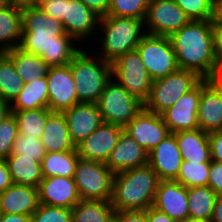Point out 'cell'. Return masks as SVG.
<instances>
[{"label": "cell", "instance_id": "obj_1", "mask_svg": "<svg viewBox=\"0 0 222 222\" xmlns=\"http://www.w3.org/2000/svg\"><path fill=\"white\" fill-rule=\"evenodd\" d=\"M179 69L217 79L212 20H191L170 37Z\"/></svg>", "mask_w": 222, "mask_h": 222}, {"label": "cell", "instance_id": "obj_2", "mask_svg": "<svg viewBox=\"0 0 222 222\" xmlns=\"http://www.w3.org/2000/svg\"><path fill=\"white\" fill-rule=\"evenodd\" d=\"M160 179L152 167L115 173L111 204L115 211H146L153 206Z\"/></svg>", "mask_w": 222, "mask_h": 222}, {"label": "cell", "instance_id": "obj_3", "mask_svg": "<svg viewBox=\"0 0 222 222\" xmlns=\"http://www.w3.org/2000/svg\"><path fill=\"white\" fill-rule=\"evenodd\" d=\"M101 26V27H100ZM100 42L98 53L103 60L113 62L119 56L136 50L146 34L144 20L104 15L99 19Z\"/></svg>", "mask_w": 222, "mask_h": 222}, {"label": "cell", "instance_id": "obj_4", "mask_svg": "<svg viewBox=\"0 0 222 222\" xmlns=\"http://www.w3.org/2000/svg\"><path fill=\"white\" fill-rule=\"evenodd\" d=\"M69 66L74 77L78 102L96 104L106 84L112 79V63L89 53L84 47L72 58Z\"/></svg>", "mask_w": 222, "mask_h": 222}, {"label": "cell", "instance_id": "obj_5", "mask_svg": "<svg viewBox=\"0 0 222 222\" xmlns=\"http://www.w3.org/2000/svg\"><path fill=\"white\" fill-rule=\"evenodd\" d=\"M201 80L202 78L196 72L184 69H178L165 77L152 80L150 95L144 102V109L161 114Z\"/></svg>", "mask_w": 222, "mask_h": 222}, {"label": "cell", "instance_id": "obj_6", "mask_svg": "<svg viewBox=\"0 0 222 222\" xmlns=\"http://www.w3.org/2000/svg\"><path fill=\"white\" fill-rule=\"evenodd\" d=\"M97 106L103 123L124 128L142 109L144 103L131 95L113 78L106 84Z\"/></svg>", "mask_w": 222, "mask_h": 222}, {"label": "cell", "instance_id": "obj_7", "mask_svg": "<svg viewBox=\"0 0 222 222\" xmlns=\"http://www.w3.org/2000/svg\"><path fill=\"white\" fill-rule=\"evenodd\" d=\"M114 175L105 163L79 158L74 181L80 199L111 201Z\"/></svg>", "mask_w": 222, "mask_h": 222}, {"label": "cell", "instance_id": "obj_8", "mask_svg": "<svg viewBox=\"0 0 222 222\" xmlns=\"http://www.w3.org/2000/svg\"><path fill=\"white\" fill-rule=\"evenodd\" d=\"M136 50L152 80L165 77L179 69L169 37L146 33Z\"/></svg>", "mask_w": 222, "mask_h": 222}, {"label": "cell", "instance_id": "obj_9", "mask_svg": "<svg viewBox=\"0 0 222 222\" xmlns=\"http://www.w3.org/2000/svg\"><path fill=\"white\" fill-rule=\"evenodd\" d=\"M75 42V43H74ZM68 34L50 37H21L19 48L28 54H35L49 66L69 64L83 48Z\"/></svg>", "mask_w": 222, "mask_h": 222}, {"label": "cell", "instance_id": "obj_10", "mask_svg": "<svg viewBox=\"0 0 222 222\" xmlns=\"http://www.w3.org/2000/svg\"><path fill=\"white\" fill-rule=\"evenodd\" d=\"M112 78L141 102L148 99L152 79L137 50L127 52L112 62Z\"/></svg>", "mask_w": 222, "mask_h": 222}, {"label": "cell", "instance_id": "obj_11", "mask_svg": "<svg viewBox=\"0 0 222 222\" xmlns=\"http://www.w3.org/2000/svg\"><path fill=\"white\" fill-rule=\"evenodd\" d=\"M190 21L187 14L173 0L157 1L149 3L144 29L147 34L170 37Z\"/></svg>", "mask_w": 222, "mask_h": 222}, {"label": "cell", "instance_id": "obj_12", "mask_svg": "<svg viewBox=\"0 0 222 222\" xmlns=\"http://www.w3.org/2000/svg\"><path fill=\"white\" fill-rule=\"evenodd\" d=\"M100 16L88 8L81 0H64L62 23L68 35L73 37L80 46L82 41H89L92 36L98 42V25ZM95 32V35L93 34ZM98 39V40H97ZM80 42V43H79Z\"/></svg>", "mask_w": 222, "mask_h": 222}, {"label": "cell", "instance_id": "obj_13", "mask_svg": "<svg viewBox=\"0 0 222 222\" xmlns=\"http://www.w3.org/2000/svg\"><path fill=\"white\" fill-rule=\"evenodd\" d=\"M49 102L51 112L68 110L79 104L74 77L69 64L49 67L47 76Z\"/></svg>", "mask_w": 222, "mask_h": 222}, {"label": "cell", "instance_id": "obj_14", "mask_svg": "<svg viewBox=\"0 0 222 222\" xmlns=\"http://www.w3.org/2000/svg\"><path fill=\"white\" fill-rule=\"evenodd\" d=\"M130 137L148 153L154 149L170 131L164 123L161 114L142 109L125 127Z\"/></svg>", "mask_w": 222, "mask_h": 222}, {"label": "cell", "instance_id": "obj_15", "mask_svg": "<svg viewBox=\"0 0 222 222\" xmlns=\"http://www.w3.org/2000/svg\"><path fill=\"white\" fill-rule=\"evenodd\" d=\"M198 128L210 133L222 127V83L218 79H202Z\"/></svg>", "mask_w": 222, "mask_h": 222}, {"label": "cell", "instance_id": "obj_16", "mask_svg": "<svg viewBox=\"0 0 222 222\" xmlns=\"http://www.w3.org/2000/svg\"><path fill=\"white\" fill-rule=\"evenodd\" d=\"M201 95V81L171 107L161 113L170 133L198 128L197 111Z\"/></svg>", "mask_w": 222, "mask_h": 222}, {"label": "cell", "instance_id": "obj_17", "mask_svg": "<svg viewBox=\"0 0 222 222\" xmlns=\"http://www.w3.org/2000/svg\"><path fill=\"white\" fill-rule=\"evenodd\" d=\"M124 128L103 123L77 145L79 158L106 163Z\"/></svg>", "mask_w": 222, "mask_h": 222}, {"label": "cell", "instance_id": "obj_18", "mask_svg": "<svg viewBox=\"0 0 222 222\" xmlns=\"http://www.w3.org/2000/svg\"><path fill=\"white\" fill-rule=\"evenodd\" d=\"M153 207L178 222L189 217L187 188L175 180H160Z\"/></svg>", "mask_w": 222, "mask_h": 222}, {"label": "cell", "instance_id": "obj_19", "mask_svg": "<svg viewBox=\"0 0 222 222\" xmlns=\"http://www.w3.org/2000/svg\"><path fill=\"white\" fill-rule=\"evenodd\" d=\"M37 189L41 204L72 209L81 200L74 178H43Z\"/></svg>", "mask_w": 222, "mask_h": 222}, {"label": "cell", "instance_id": "obj_20", "mask_svg": "<svg viewBox=\"0 0 222 222\" xmlns=\"http://www.w3.org/2000/svg\"><path fill=\"white\" fill-rule=\"evenodd\" d=\"M182 162L175 133L168 134L148 153V164L157 173L160 180H175Z\"/></svg>", "mask_w": 222, "mask_h": 222}, {"label": "cell", "instance_id": "obj_21", "mask_svg": "<svg viewBox=\"0 0 222 222\" xmlns=\"http://www.w3.org/2000/svg\"><path fill=\"white\" fill-rule=\"evenodd\" d=\"M147 164L148 152L124 131L105 163L114 174Z\"/></svg>", "mask_w": 222, "mask_h": 222}, {"label": "cell", "instance_id": "obj_22", "mask_svg": "<svg viewBox=\"0 0 222 222\" xmlns=\"http://www.w3.org/2000/svg\"><path fill=\"white\" fill-rule=\"evenodd\" d=\"M69 135L76 145L94 132L103 120L95 103H79L64 111Z\"/></svg>", "mask_w": 222, "mask_h": 222}, {"label": "cell", "instance_id": "obj_23", "mask_svg": "<svg viewBox=\"0 0 222 222\" xmlns=\"http://www.w3.org/2000/svg\"><path fill=\"white\" fill-rule=\"evenodd\" d=\"M38 189L30 185L13 184L0 193L2 214L31 216L38 208Z\"/></svg>", "mask_w": 222, "mask_h": 222}, {"label": "cell", "instance_id": "obj_24", "mask_svg": "<svg viewBox=\"0 0 222 222\" xmlns=\"http://www.w3.org/2000/svg\"><path fill=\"white\" fill-rule=\"evenodd\" d=\"M21 37H50L67 34L63 23L46 14L41 8L22 6Z\"/></svg>", "mask_w": 222, "mask_h": 222}, {"label": "cell", "instance_id": "obj_25", "mask_svg": "<svg viewBox=\"0 0 222 222\" xmlns=\"http://www.w3.org/2000/svg\"><path fill=\"white\" fill-rule=\"evenodd\" d=\"M40 140L47 153L77 151V145L69 135L65 115L60 112H52L47 117Z\"/></svg>", "mask_w": 222, "mask_h": 222}, {"label": "cell", "instance_id": "obj_26", "mask_svg": "<svg viewBox=\"0 0 222 222\" xmlns=\"http://www.w3.org/2000/svg\"><path fill=\"white\" fill-rule=\"evenodd\" d=\"M183 161L211 162L209 133L197 128L175 133Z\"/></svg>", "mask_w": 222, "mask_h": 222}, {"label": "cell", "instance_id": "obj_27", "mask_svg": "<svg viewBox=\"0 0 222 222\" xmlns=\"http://www.w3.org/2000/svg\"><path fill=\"white\" fill-rule=\"evenodd\" d=\"M22 6L10 4L0 8V50L19 48L22 34Z\"/></svg>", "mask_w": 222, "mask_h": 222}, {"label": "cell", "instance_id": "obj_28", "mask_svg": "<svg viewBox=\"0 0 222 222\" xmlns=\"http://www.w3.org/2000/svg\"><path fill=\"white\" fill-rule=\"evenodd\" d=\"M49 94L46 77L26 82L16 99L10 104L11 111L48 108Z\"/></svg>", "mask_w": 222, "mask_h": 222}, {"label": "cell", "instance_id": "obj_29", "mask_svg": "<svg viewBox=\"0 0 222 222\" xmlns=\"http://www.w3.org/2000/svg\"><path fill=\"white\" fill-rule=\"evenodd\" d=\"M13 183L38 187L43 180L41 163L24 155L11 154L5 159Z\"/></svg>", "mask_w": 222, "mask_h": 222}, {"label": "cell", "instance_id": "obj_30", "mask_svg": "<svg viewBox=\"0 0 222 222\" xmlns=\"http://www.w3.org/2000/svg\"><path fill=\"white\" fill-rule=\"evenodd\" d=\"M7 56L13 61L15 70L24 83L47 76L49 66L38 55L15 48L7 51Z\"/></svg>", "mask_w": 222, "mask_h": 222}, {"label": "cell", "instance_id": "obj_31", "mask_svg": "<svg viewBox=\"0 0 222 222\" xmlns=\"http://www.w3.org/2000/svg\"><path fill=\"white\" fill-rule=\"evenodd\" d=\"M114 214L111 201L81 199L71 209L72 222H113Z\"/></svg>", "mask_w": 222, "mask_h": 222}, {"label": "cell", "instance_id": "obj_32", "mask_svg": "<svg viewBox=\"0 0 222 222\" xmlns=\"http://www.w3.org/2000/svg\"><path fill=\"white\" fill-rule=\"evenodd\" d=\"M78 159L77 151L46 153L41 163L43 178L52 176L74 178Z\"/></svg>", "mask_w": 222, "mask_h": 222}, {"label": "cell", "instance_id": "obj_33", "mask_svg": "<svg viewBox=\"0 0 222 222\" xmlns=\"http://www.w3.org/2000/svg\"><path fill=\"white\" fill-rule=\"evenodd\" d=\"M189 217L211 220L217 194L209 186L187 188Z\"/></svg>", "mask_w": 222, "mask_h": 222}, {"label": "cell", "instance_id": "obj_34", "mask_svg": "<svg viewBox=\"0 0 222 222\" xmlns=\"http://www.w3.org/2000/svg\"><path fill=\"white\" fill-rule=\"evenodd\" d=\"M16 119L18 134L40 139L47 117L52 113L48 108L25 111H11Z\"/></svg>", "mask_w": 222, "mask_h": 222}, {"label": "cell", "instance_id": "obj_35", "mask_svg": "<svg viewBox=\"0 0 222 222\" xmlns=\"http://www.w3.org/2000/svg\"><path fill=\"white\" fill-rule=\"evenodd\" d=\"M23 85L24 82L17 74L13 61L6 55L0 61V98L11 104Z\"/></svg>", "mask_w": 222, "mask_h": 222}, {"label": "cell", "instance_id": "obj_36", "mask_svg": "<svg viewBox=\"0 0 222 222\" xmlns=\"http://www.w3.org/2000/svg\"><path fill=\"white\" fill-rule=\"evenodd\" d=\"M210 162L183 161L175 181L186 188L208 186Z\"/></svg>", "mask_w": 222, "mask_h": 222}, {"label": "cell", "instance_id": "obj_37", "mask_svg": "<svg viewBox=\"0 0 222 222\" xmlns=\"http://www.w3.org/2000/svg\"><path fill=\"white\" fill-rule=\"evenodd\" d=\"M148 0H111L107 15L145 20Z\"/></svg>", "mask_w": 222, "mask_h": 222}, {"label": "cell", "instance_id": "obj_38", "mask_svg": "<svg viewBox=\"0 0 222 222\" xmlns=\"http://www.w3.org/2000/svg\"><path fill=\"white\" fill-rule=\"evenodd\" d=\"M46 150L41 140L36 137L22 136L18 134L14 142L12 154L24 155L33 158L34 161L42 163Z\"/></svg>", "mask_w": 222, "mask_h": 222}, {"label": "cell", "instance_id": "obj_39", "mask_svg": "<svg viewBox=\"0 0 222 222\" xmlns=\"http://www.w3.org/2000/svg\"><path fill=\"white\" fill-rule=\"evenodd\" d=\"M191 20H212L214 0H173Z\"/></svg>", "mask_w": 222, "mask_h": 222}, {"label": "cell", "instance_id": "obj_40", "mask_svg": "<svg viewBox=\"0 0 222 222\" xmlns=\"http://www.w3.org/2000/svg\"><path fill=\"white\" fill-rule=\"evenodd\" d=\"M17 136L18 127L16 119L11 113L0 123V159H6L12 154Z\"/></svg>", "mask_w": 222, "mask_h": 222}, {"label": "cell", "instance_id": "obj_41", "mask_svg": "<svg viewBox=\"0 0 222 222\" xmlns=\"http://www.w3.org/2000/svg\"><path fill=\"white\" fill-rule=\"evenodd\" d=\"M30 222H72L71 209L39 203Z\"/></svg>", "mask_w": 222, "mask_h": 222}, {"label": "cell", "instance_id": "obj_42", "mask_svg": "<svg viewBox=\"0 0 222 222\" xmlns=\"http://www.w3.org/2000/svg\"><path fill=\"white\" fill-rule=\"evenodd\" d=\"M214 55L217 68V77L222 71V24H212Z\"/></svg>", "mask_w": 222, "mask_h": 222}, {"label": "cell", "instance_id": "obj_43", "mask_svg": "<svg viewBox=\"0 0 222 222\" xmlns=\"http://www.w3.org/2000/svg\"><path fill=\"white\" fill-rule=\"evenodd\" d=\"M208 186L217 195H222V163L211 161L209 169Z\"/></svg>", "mask_w": 222, "mask_h": 222}, {"label": "cell", "instance_id": "obj_44", "mask_svg": "<svg viewBox=\"0 0 222 222\" xmlns=\"http://www.w3.org/2000/svg\"><path fill=\"white\" fill-rule=\"evenodd\" d=\"M212 161L222 163V131L217 130L209 133Z\"/></svg>", "mask_w": 222, "mask_h": 222}, {"label": "cell", "instance_id": "obj_45", "mask_svg": "<svg viewBox=\"0 0 222 222\" xmlns=\"http://www.w3.org/2000/svg\"><path fill=\"white\" fill-rule=\"evenodd\" d=\"M113 222H147L146 211H115Z\"/></svg>", "mask_w": 222, "mask_h": 222}, {"label": "cell", "instance_id": "obj_46", "mask_svg": "<svg viewBox=\"0 0 222 222\" xmlns=\"http://www.w3.org/2000/svg\"><path fill=\"white\" fill-rule=\"evenodd\" d=\"M46 14L62 22L64 0H51L40 7Z\"/></svg>", "mask_w": 222, "mask_h": 222}, {"label": "cell", "instance_id": "obj_47", "mask_svg": "<svg viewBox=\"0 0 222 222\" xmlns=\"http://www.w3.org/2000/svg\"><path fill=\"white\" fill-rule=\"evenodd\" d=\"M88 8L100 17L107 15L111 0H81Z\"/></svg>", "mask_w": 222, "mask_h": 222}, {"label": "cell", "instance_id": "obj_48", "mask_svg": "<svg viewBox=\"0 0 222 222\" xmlns=\"http://www.w3.org/2000/svg\"><path fill=\"white\" fill-rule=\"evenodd\" d=\"M13 180L5 159H0V193L12 186Z\"/></svg>", "mask_w": 222, "mask_h": 222}, {"label": "cell", "instance_id": "obj_49", "mask_svg": "<svg viewBox=\"0 0 222 222\" xmlns=\"http://www.w3.org/2000/svg\"><path fill=\"white\" fill-rule=\"evenodd\" d=\"M146 219L147 222H178L153 206L146 210Z\"/></svg>", "mask_w": 222, "mask_h": 222}, {"label": "cell", "instance_id": "obj_50", "mask_svg": "<svg viewBox=\"0 0 222 222\" xmlns=\"http://www.w3.org/2000/svg\"><path fill=\"white\" fill-rule=\"evenodd\" d=\"M211 222H222V195H217Z\"/></svg>", "mask_w": 222, "mask_h": 222}, {"label": "cell", "instance_id": "obj_51", "mask_svg": "<svg viewBox=\"0 0 222 222\" xmlns=\"http://www.w3.org/2000/svg\"><path fill=\"white\" fill-rule=\"evenodd\" d=\"M0 222H30V216L21 214H1Z\"/></svg>", "mask_w": 222, "mask_h": 222}, {"label": "cell", "instance_id": "obj_52", "mask_svg": "<svg viewBox=\"0 0 222 222\" xmlns=\"http://www.w3.org/2000/svg\"><path fill=\"white\" fill-rule=\"evenodd\" d=\"M212 24H222V0H214Z\"/></svg>", "mask_w": 222, "mask_h": 222}, {"label": "cell", "instance_id": "obj_53", "mask_svg": "<svg viewBox=\"0 0 222 222\" xmlns=\"http://www.w3.org/2000/svg\"><path fill=\"white\" fill-rule=\"evenodd\" d=\"M11 114V105L9 102L0 98V123Z\"/></svg>", "mask_w": 222, "mask_h": 222}, {"label": "cell", "instance_id": "obj_54", "mask_svg": "<svg viewBox=\"0 0 222 222\" xmlns=\"http://www.w3.org/2000/svg\"><path fill=\"white\" fill-rule=\"evenodd\" d=\"M51 0H32L28 6H32V7H36V8H40L42 5H44L45 3L50 2Z\"/></svg>", "mask_w": 222, "mask_h": 222}, {"label": "cell", "instance_id": "obj_55", "mask_svg": "<svg viewBox=\"0 0 222 222\" xmlns=\"http://www.w3.org/2000/svg\"><path fill=\"white\" fill-rule=\"evenodd\" d=\"M181 222H211V220L187 217L184 221Z\"/></svg>", "mask_w": 222, "mask_h": 222}, {"label": "cell", "instance_id": "obj_56", "mask_svg": "<svg viewBox=\"0 0 222 222\" xmlns=\"http://www.w3.org/2000/svg\"><path fill=\"white\" fill-rule=\"evenodd\" d=\"M32 0H12L13 4L24 6L28 5Z\"/></svg>", "mask_w": 222, "mask_h": 222}, {"label": "cell", "instance_id": "obj_57", "mask_svg": "<svg viewBox=\"0 0 222 222\" xmlns=\"http://www.w3.org/2000/svg\"><path fill=\"white\" fill-rule=\"evenodd\" d=\"M10 4H13L12 0H0V8L4 6H8Z\"/></svg>", "mask_w": 222, "mask_h": 222}, {"label": "cell", "instance_id": "obj_58", "mask_svg": "<svg viewBox=\"0 0 222 222\" xmlns=\"http://www.w3.org/2000/svg\"><path fill=\"white\" fill-rule=\"evenodd\" d=\"M7 55L6 51L0 50V61Z\"/></svg>", "mask_w": 222, "mask_h": 222}, {"label": "cell", "instance_id": "obj_59", "mask_svg": "<svg viewBox=\"0 0 222 222\" xmlns=\"http://www.w3.org/2000/svg\"><path fill=\"white\" fill-rule=\"evenodd\" d=\"M217 79L222 83V71L219 73Z\"/></svg>", "mask_w": 222, "mask_h": 222}, {"label": "cell", "instance_id": "obj_60", "mask_svg": "<svg viewBox=\"0 0 222 222\" xmlns=\"http://www.w3.org/2000/svg\"><path fill=\"white\" fill-rule=\"evenodd\" d=\"M157 1H163V0H148L149 3H154V2H157Z\"/></svg>", "mask_w": 222, "mask_h": 222}]
</instances>
